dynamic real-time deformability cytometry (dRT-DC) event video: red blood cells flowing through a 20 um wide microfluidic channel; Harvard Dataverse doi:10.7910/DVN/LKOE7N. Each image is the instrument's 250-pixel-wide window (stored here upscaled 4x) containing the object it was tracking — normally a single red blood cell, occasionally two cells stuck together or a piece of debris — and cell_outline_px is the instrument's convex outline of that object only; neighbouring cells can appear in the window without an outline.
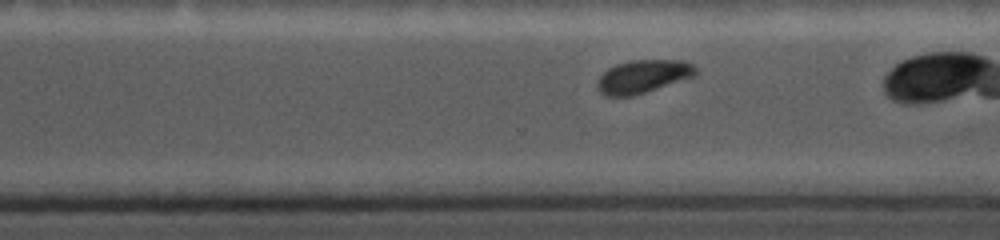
{"species": "common noctule bat (a hibernating species)", "species_latin": "Nyctalus noctula", "temperature_condition": "cold", "stored_images_in_passage": 41, "camera_frame_rate_fps": 5000, "um_per_image_px": 0.085, "animal": {"sex": "female", "body_mass_g": 19.0, "forearm_length_mm": 56.7}, "frame": {"image": 1, "passage_image": 36, "time_ms": 6.4, "image_size_px": [1000, 240], "cell_outline_px": [[696, 76], [632, 96], [604, 96], [596, 88], [596, 84], [600, 76], [608, 68], [616, 64], [632, 60], [684, 60], [692, 64], [696, 68]], "centroid_in_image_um": [54.64, 6.5], "position_along_channel_um": 316.0, "area_um2": 19.02}}
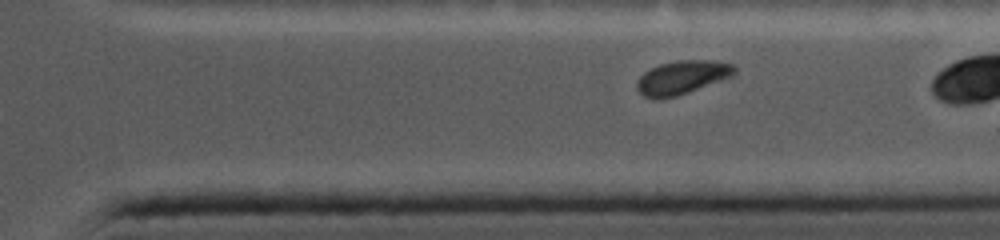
{"frame": {"image": 2, "passage_image": 41, "time_ms": 7.4, "image_size_px": [1000, 240], "cell_outline_px": [[736, 76], [676, 96], [656, 100], [644, 96], [636, 88], [636, 84], [640, 76], [644, 72], [660, 64], [680, 60], [712, 60], [732, 64], [736, 68]], "centroid_in_image_um": [58.01, 6.59], "position_along_channel_um": 353.4, "area_um2": 19.25}}